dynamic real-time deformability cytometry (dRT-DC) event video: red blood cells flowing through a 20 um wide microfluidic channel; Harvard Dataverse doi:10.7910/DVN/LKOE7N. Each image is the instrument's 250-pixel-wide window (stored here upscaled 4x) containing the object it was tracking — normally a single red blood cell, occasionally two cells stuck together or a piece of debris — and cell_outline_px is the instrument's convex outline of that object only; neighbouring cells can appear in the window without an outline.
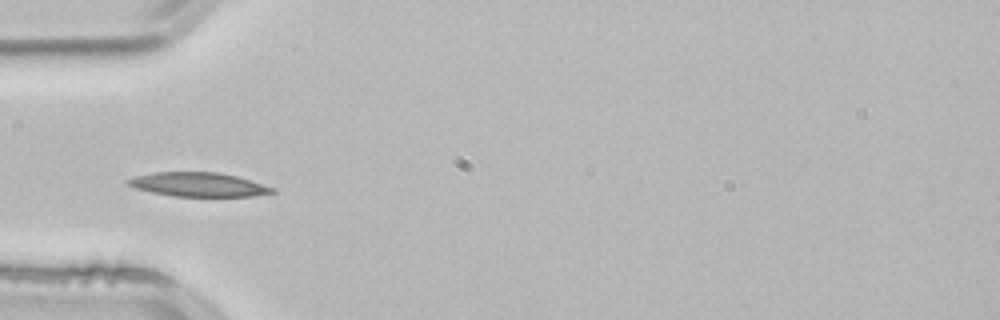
{"species": "common noctule bat (a hibernating species)", "species_latin": "Nyctalus noctula", "temperature_condition": "room temperature", "stored_images_in_passage": 3, "camera_frame_rate_fps": 3000, "um_per_image_px": 0.085, "animal": {"sex": "male", "body_mass_g": 21.5, "forearm_length_mm": 52.0}, "frame": {"image": 1, "passage_image": 2, "time_ms": 0.333, "image_size_px": [1000, 320], "cell_outline_px": [[276, 192], [252, 196], [172, 196], [152, 192], [136, 188], [128, 184], [124, 180], [136, 176], [156, 172], [220, 172], [236, 176], [276, 188]], "centroid_in_image_um": [16.87, 15.68], "position_along_channel_um": 68.1, "area_um2": 20.11}}